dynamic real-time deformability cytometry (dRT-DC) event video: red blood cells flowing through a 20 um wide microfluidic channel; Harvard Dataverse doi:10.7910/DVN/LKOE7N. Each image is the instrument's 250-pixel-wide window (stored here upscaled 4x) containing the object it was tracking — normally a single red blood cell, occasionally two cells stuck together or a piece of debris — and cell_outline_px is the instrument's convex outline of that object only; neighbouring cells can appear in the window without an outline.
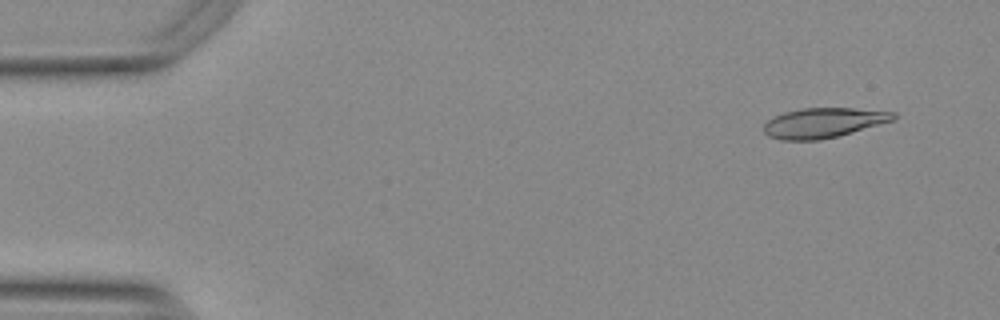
{"species": "Egyptian fruit bat (a non-hibernating species)", "species_latin": "Rousettus aegyptiacus", "temperature_condition": "warm", "stored_images_in_passage": 12, "camera_frame_rate_fps": 3000, "um_per_image_px": 0.085, "animal": {"sex": "female"}, "frame": {"image": 1, "passage_image": 4, "time_ms": 1.0, "image_size_px": [1000, 320], "cell_outline_px": [[896, 116], [892, 120], [836, 136], [816, 140], [780, 140], [768, 136], [764, 132], [764, 124], [768, 120], [784, 112], [804, 108], [852, 108], [896, 112]], "centroid_in_image_um": [69.94, 10.43], "position_along_channel_um": 15.1, "area_um2": 22.14}}